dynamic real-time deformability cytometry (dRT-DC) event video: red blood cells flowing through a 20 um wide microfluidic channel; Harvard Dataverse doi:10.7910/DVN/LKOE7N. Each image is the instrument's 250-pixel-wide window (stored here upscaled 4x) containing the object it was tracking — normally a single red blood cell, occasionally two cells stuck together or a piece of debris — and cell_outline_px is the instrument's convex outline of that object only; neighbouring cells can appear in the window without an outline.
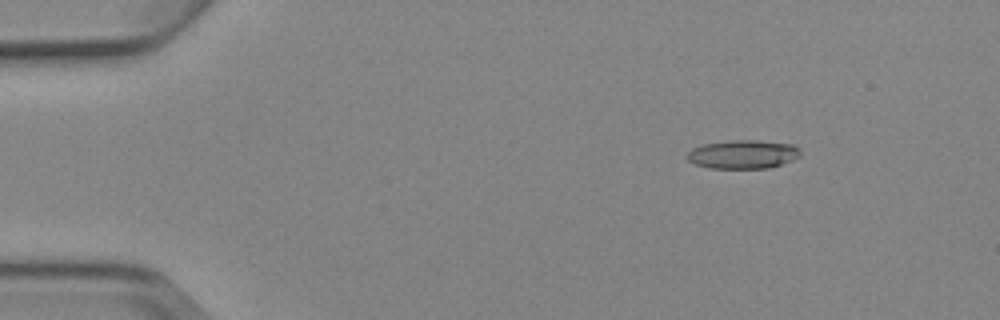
{"species": "Egyptian fruit bat (a non-hibernating species)", "species_latin": "Rousettus aegyptiacus", "temperature_condition": "cold", "stored_images_in_passage": 5, "camera_frame_rate_fps": 3000, "um_per_image_px": 0.085, "animal": {"sex": "female"}, "frame": {"image": 1, "passage_image": 1, "time_ms": 0.0, "image_size_px": [1000, 320], "cell_outline_px": [[800, 156], [792, 160], [768, 168], [708, 168], [696, 164], [688, 160], [684, 156], [692, 148], [704, 144], [732, 140], [756, 140], [792, 144], [800, 152]], "centroid_in_image_um": [63.11, 13.12], "position_along_channel_um": 21.9, "area_um2": 18.79}}
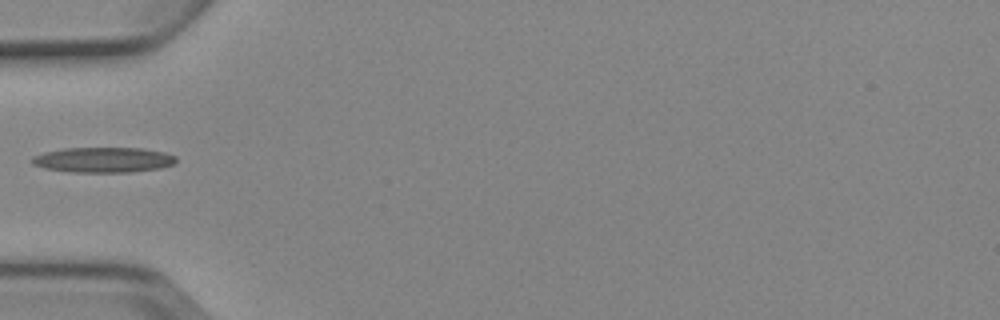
{"frame": {"image": 2, "passage_image": 4, "time_ms": 3.667, "image_size_px": [1000, 320], "cell_outline_px": [[176, 160], [172, 164], [160, 168], [128, 172], [72, 172], [44, 168], [32, 164], [28, 160], [32, 156], [44, 152], [64, 148], [144, 148], [164, 152], [176, 156]], "centroid_in_image_um": [8.73, 13.58], "position_along_channel_um": 76.3, "area_um2": 21.27}}
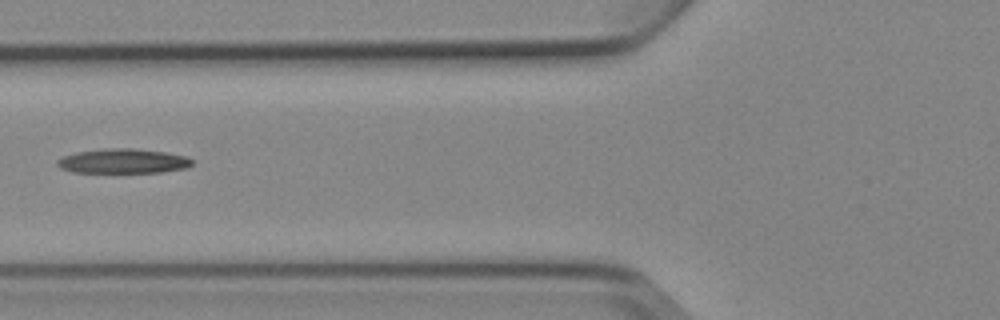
{"frame": {"image": 3, "passage_image": 5, "time_ms": 4.667, "image_size_px": [1000, 320], "cell_outline_px": [[192, 164], [188, 168], [160, 172], [116, 176], [72, 172], [60, 168], [56, 164], [56, 160], [64, 156], [76, 152], [104, 148], [132, 148], [168, 152], [188, 156], [192, 160]], "centroid_in_image_um": [10.44, 13.75], "position_along_channel_um": 115.4, "area_um2": 20.75}}